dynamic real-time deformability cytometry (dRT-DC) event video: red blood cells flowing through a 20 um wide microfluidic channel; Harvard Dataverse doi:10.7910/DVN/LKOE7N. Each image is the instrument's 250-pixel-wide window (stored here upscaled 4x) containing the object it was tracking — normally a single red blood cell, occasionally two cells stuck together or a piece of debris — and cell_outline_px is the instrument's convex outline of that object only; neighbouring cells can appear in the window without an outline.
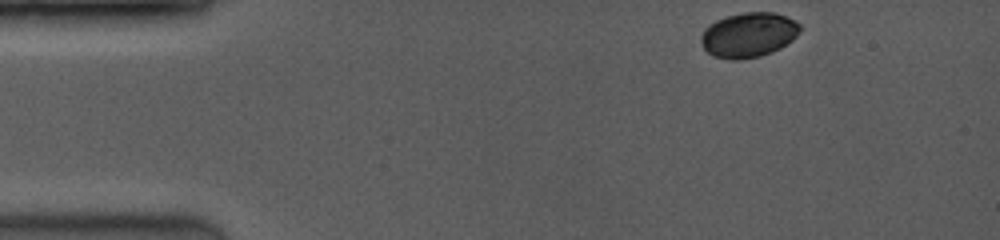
{"species": "common noctule bat (a hibernating species)", "species_latin": "Nyctalus noctula", "temperature_condition": "room temperature", "stored_images_in_passage": 53, "camera_frame_rate_fps": 3500, "um_per_image_px": 0.085, "animal": {"sex": "female", "body_mass_g": 19.0, "forearm_length_mm": 53.3}, "frame": {"image": 1, "passage_image": 1, "time_ms": 0.0, "image_size_px": [1000, 240], "cell_outline_px": [[800, 32], [792, 40], [780, 48], [772, 52], [760, 56], [736, 60], [732, 60], [712, 56], [704, 48], [700, 40], [700, 36], [704, 28], [716, 20], [728, 16], [744, 12], [772, 12], [784, 16], [800, 24]], "centroid_in_image_um": [63.6, 2.97], "position_along_channel_um": 21.4, "area_um2": 25.78}}
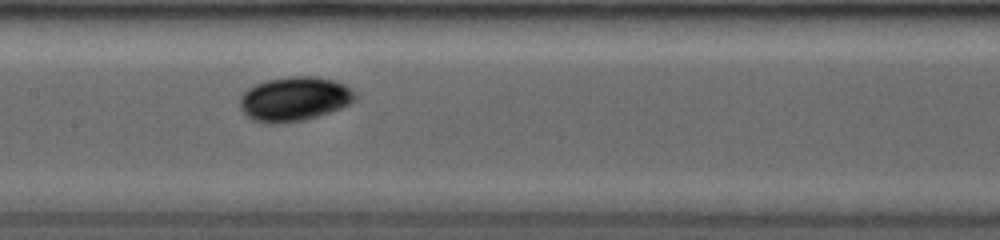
{"frame": {"image": 2, "passage_image": 26, "time_ms": 6.0, "image_size_px": [1000, 240], "cell_outline_px": [[356, 100], [332, 112], [304, 120], [252, 120], [240, 108], [240, 96], [248, 88], [256, 84], [268, 80], [288, 76], [312, 76], [332, 80], [344, 84], [356, 96]], "centroid_in_image_um": [25.04, 8.36], "position_along_channel_um": 182.4, "area_um2": 28.78}}
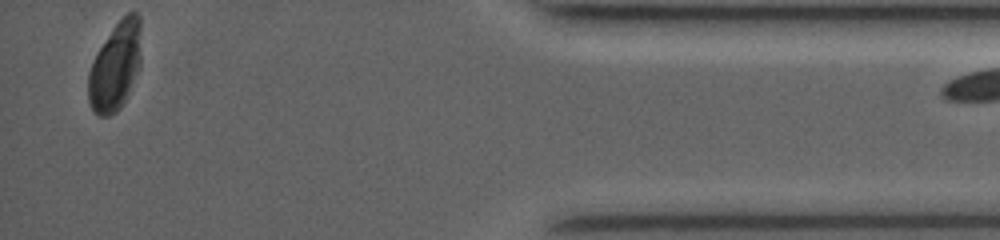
{"frame": {"image": 3, "passage_image": 52, "time_ms": 13.143, "image_size_px": [1000, 240], "cell_outline_px": [[140, 68], [120, 108], [116, 112], [108, 116], [100, 116], [92, 108], [88, 100], [88, 72], [96, 52], [112, 28], [128, 12], [136, 12], [140, 16]], "centroid_in_image_um": [9.8, 5.62], "position_along_channel_um": 425.4, "area_um2": 27.05}}